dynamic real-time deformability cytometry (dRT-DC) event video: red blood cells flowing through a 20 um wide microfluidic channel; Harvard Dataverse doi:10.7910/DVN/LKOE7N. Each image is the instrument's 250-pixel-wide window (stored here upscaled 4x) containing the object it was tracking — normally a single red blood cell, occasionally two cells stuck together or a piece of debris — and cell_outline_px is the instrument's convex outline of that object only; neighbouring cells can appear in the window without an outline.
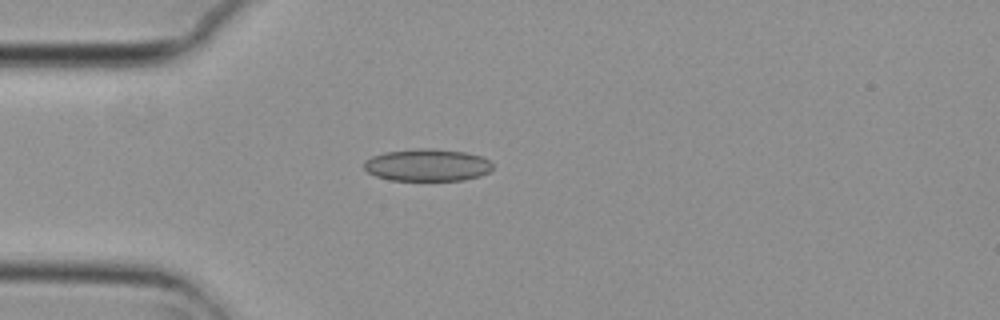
{"species": "common noctule bat (a hibernating species)", "species_latin": "Nyctalus noctula", "temperature_condition": "cold", "stored_images_in_passage": 2, "camera_frame_rate_fps": 3000, "um_per_image_px": 0.085, "animal": {"sex": "female", "body_mass_g": 29.2, "forearm_length_mm": 56.3}, "frame": {"image": 1, "passage_image": 2, "time_ms": 0.333, "image_size_px": [1000, 320], "cell_outline_px": [[492, 168], [488, 172], [480, 176], [464, 180], [392, 180], [376, 176], [368, 172], [364, 168], [364, 160], [372, 156], [384, 152], [416, 148], [432, 148], [464, 152], [480, 156], [488, 160], [492, 164]], "centroid_in_image_um": [36.3, 14.02], "position_along_channel_um": 48.7, "area_um2": 24.16}}